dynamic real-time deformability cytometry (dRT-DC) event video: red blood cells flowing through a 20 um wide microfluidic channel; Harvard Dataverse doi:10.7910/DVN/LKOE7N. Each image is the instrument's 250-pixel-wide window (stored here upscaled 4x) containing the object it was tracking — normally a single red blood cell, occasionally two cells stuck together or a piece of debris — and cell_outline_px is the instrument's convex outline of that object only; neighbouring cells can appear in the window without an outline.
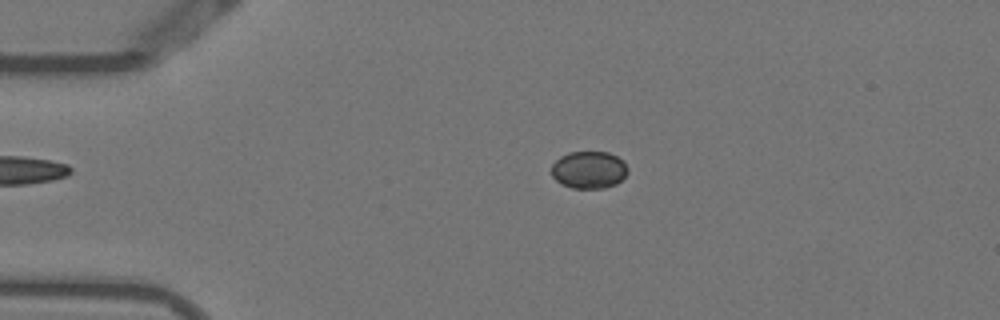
{"species": "Egyptian fruit bat (a non-hibernating species)", "species_latin": "Rousettus aegyptiacus", "temperature_condition": "warm", "stored_images_in_passage": 23, "camera_frame_rate_fps": 3000, "um_per_image_px": 0.085, "animal": {"sex": "female"}, "frame": {"image": 1, "passage_image": 1, "time_ms": 0.0, "image_size_px": [1000, 320], "cell_outline_px": [[628, 172], [616, 184], [604, 188], [572, 188], [560, 184], [552, 176], [552, 164], [560, 156], [568, 152], [608, 152], [624, 160], [628, 168]], "centroid_in_image_um": [50.05, 14.43], "position_along_channel_um": 34.9, "area_um2": 16.7}}
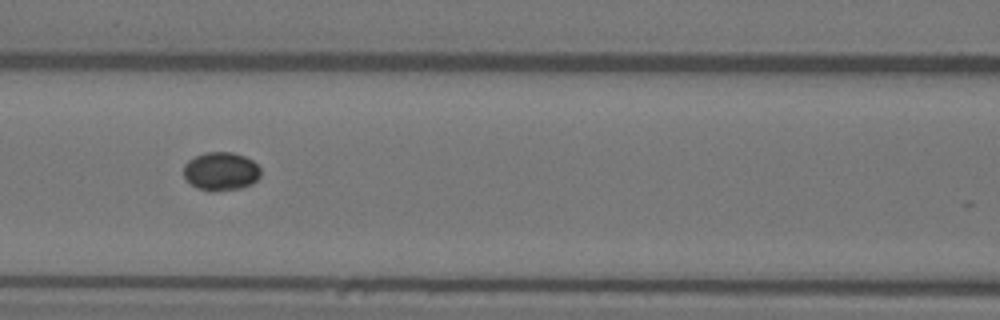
{"frame": {"image": 2, "passage_image": 13, "time_ms": 4.0, "image_size_px": [1000, 320], "cell_outline_px": [[260, 176], [252, 184], [240, 188], [196, 188], [184, 176], [184, 164], [188, 160], [196, 156], [208, 152], [232, 152], [244, 156], [252, 160], [260, 168]], "centroid_in_image_um": [18.8, 14.51], "position_along_channel_um": 147.8, "area_um2": 16.59}}
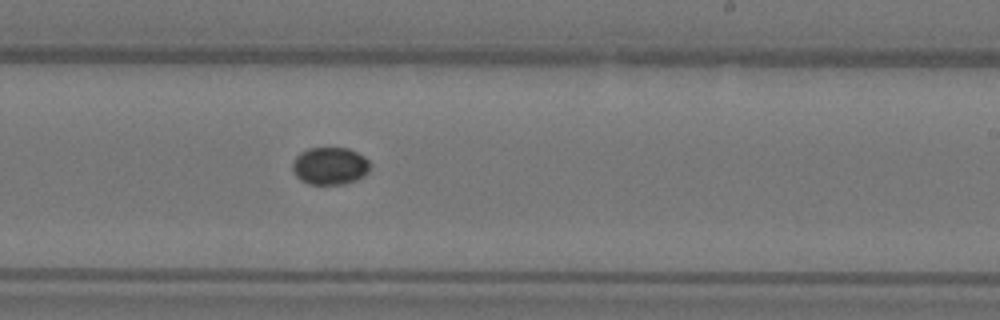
{"frame": {"image": 3, "passage_image": 22, "time_ms": 7.0, "image_size_px": [1000, 320], "cell_outline_px": [[368, 172], [364, 176], [356, 180], [344, 184], [308, 184], [300, 180], [296, 176], [292, 168], [292, 164], [296, 156], [300, 152], [308, 148], [348, 148], [364, 156], [368, 160]], "centroid_in_image_um": [28.02, 14.11], "position_along_channel_um": 261.0, "area_um2": 16.94}}